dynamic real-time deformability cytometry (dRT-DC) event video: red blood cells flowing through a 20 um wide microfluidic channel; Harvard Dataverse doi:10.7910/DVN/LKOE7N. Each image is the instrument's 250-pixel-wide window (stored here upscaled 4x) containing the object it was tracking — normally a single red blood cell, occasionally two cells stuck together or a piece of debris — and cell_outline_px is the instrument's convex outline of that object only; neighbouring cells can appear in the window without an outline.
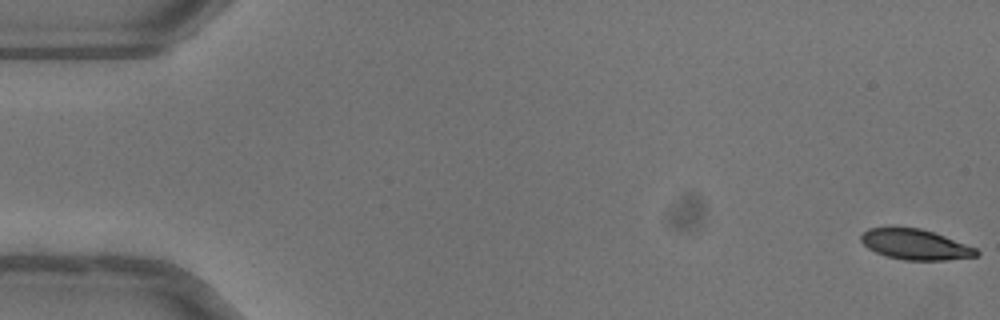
{"species": "common noctule bat (a hibernating species)", "species_latin": "Nyctalus noctula", "temperature_condition": "warm", "stored_images_in_passage": 14, "camera_frame_rate_fps": 3000, "um_per_image_px": 0.085, "animal": {"sex": "female"}, "frame": {"image": 1, "passage_image": 1, "time_ms": 0.0, "image_size_px": [1000, 320], "cell_outline_px": [[980, 252], [976, 256], [944, 260], [904, 260], [884, 256], [868, 248], [860, 240], [860, 236], [868, 228], [888, 224], [892, 224], [920, 228], [944, 236], [976, 248]], "centroid_in_image_um": [77.7, 20.73], "position_along_channel_um": 7.3, "area_um2": 20.98}}
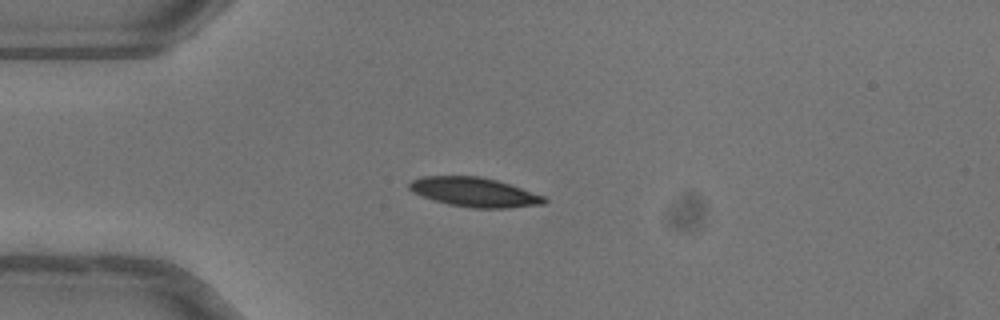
{"frame": {"image": 2, "passage_image": 14, "time_ms": 4.333, "image_size_px": [1000, 320], "cell_outline_px": [[548, 200], [544, 204], [504, 208], [472, 208], [448, 204], [432, 200], [412, 192], [408, 188], [408, 184], [412, 180], [420, 176], [480, 176], [496, 180], [544, 196]], "centroid_in_image_um": [40.27, 16.33], "position_along_channel_um": 44.7, "area_um2": 23.0}}